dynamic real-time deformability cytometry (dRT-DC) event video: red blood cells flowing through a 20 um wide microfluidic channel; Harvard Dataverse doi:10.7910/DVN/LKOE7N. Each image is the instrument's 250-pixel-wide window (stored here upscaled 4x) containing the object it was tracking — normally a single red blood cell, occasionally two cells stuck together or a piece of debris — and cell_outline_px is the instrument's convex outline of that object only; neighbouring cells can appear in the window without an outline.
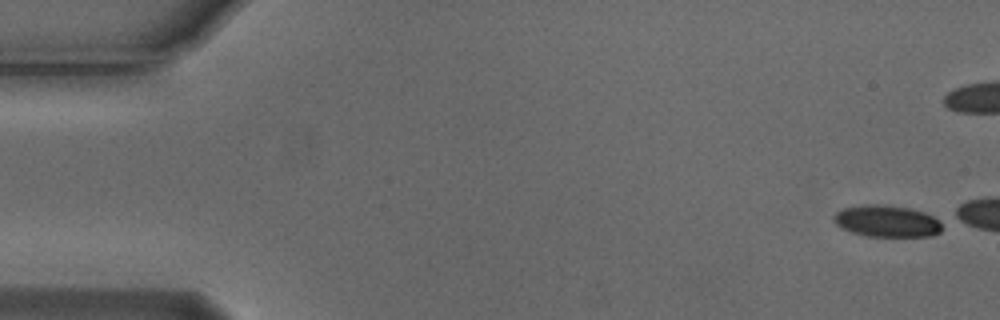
{"species": "Egyptian fruit bat (a non-hibernating species)", "species_latin": "Rousettus aegyptiacus", "temperature_condition": "cold", "stored_images_in_passage": 3, "camera_frame_rate_fps": 3000, "um_per_image_px": 0.085, "animal": {"sex": "male"}, "frame": {"image": 1, "passage_image": 1, "time_ms": 0.0, "image_size_px": [1000, 320], "cell_outline_px": [[940, 232], [932, 236], [864, 236], [852, 232], [836, 224], [832, 220], [832, 216], [836, 212], [844, 208], [864, 204], [876, 204], [908, 208], [924, 212], [940, 220]], "centroid_in_image_um": [75.35, 18.8], "position_along_channel_um": 9.6, "area_um2": 19.88}}